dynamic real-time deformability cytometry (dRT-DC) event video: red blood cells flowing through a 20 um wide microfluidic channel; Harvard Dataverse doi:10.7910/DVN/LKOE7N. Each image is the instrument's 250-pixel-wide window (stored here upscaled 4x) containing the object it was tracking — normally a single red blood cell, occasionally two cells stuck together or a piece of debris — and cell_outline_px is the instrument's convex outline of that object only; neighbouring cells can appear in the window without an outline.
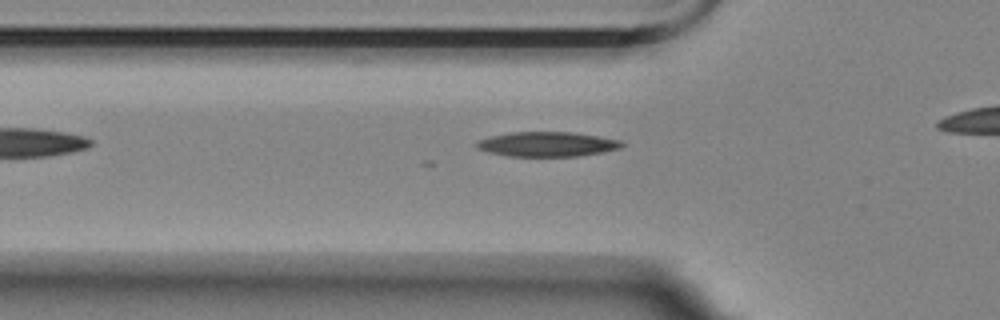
{"species": "Egyptian fruit bat (a non-hibernating species)", "species_latin": "Rousettus aegyptiacus", "temperature_condition": "room temperature", "stored_images_in_passage": 21, "camera_frame_rate_fps": 3000, "um_per_image_px": 0.085, "animal": {"sex": "female"}, "frame": {"image": 1, "passage_image": 2, "time_ms": 0.333, "image_size_px": [1000, 320], "cell_outline_px": [[624, 144], [620, 148], [600, 152], [576, 156], [508, 156], [488, 152], [476, 148], [476, 140], [488, 136], [512, 132], [572, 132], [620, 140]], "centroid_in_image_um": [46.43, 12.25], "position_along_channel_um": 79.4, "area_um2": 20.81}}
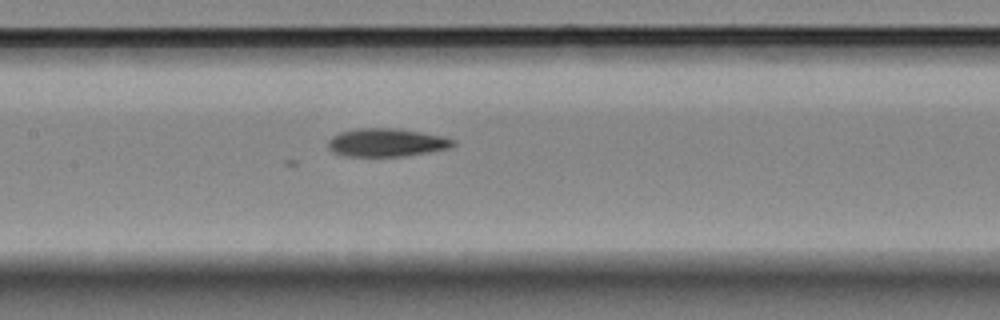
{"frame": {"image": 2, "passage_image": 10, "time_ms": 3.0, "image_size_px": [1000, 320], "cell_outline_px": [[456, 144], [448, 148], [428, 152], [404, 156], [344, 156], [332, 152], [328, 148], [328, 140], [332, 136], [340, 132], [356, 128], [400, 128], [444, 136], [456, 140]], "centroid_in_image_um": [32.85, 12.1], "position_along_channel_um": 174.5, "area_um2": 20.75}}
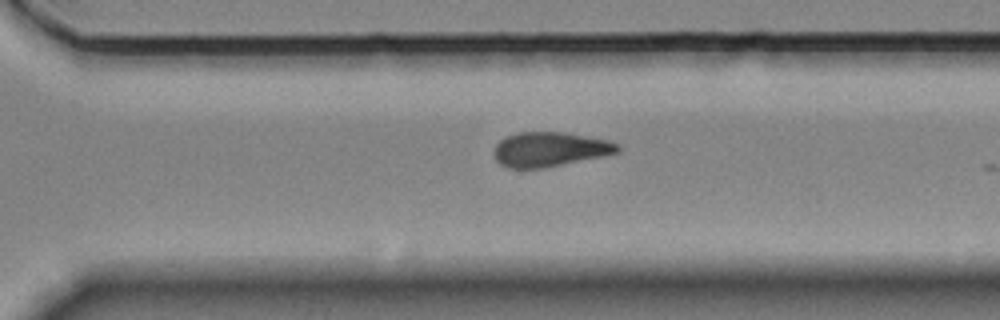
{"frame": {"image": 3, "passage_image": 19, "time_ms": 6.0, "image_size_px": [1000, 320], "cell_outline_px": [[620, 152], [544, 168], [508, 168], [500, 164], [496, 160], [496, 144], [504, 136], [516, 132], [564, 132], [608, 140], [620, 144]], "centroid_in_image_um": [46.74, 12.68], "position_along_channel_um": 323.9, "area_um2": 24.8}}